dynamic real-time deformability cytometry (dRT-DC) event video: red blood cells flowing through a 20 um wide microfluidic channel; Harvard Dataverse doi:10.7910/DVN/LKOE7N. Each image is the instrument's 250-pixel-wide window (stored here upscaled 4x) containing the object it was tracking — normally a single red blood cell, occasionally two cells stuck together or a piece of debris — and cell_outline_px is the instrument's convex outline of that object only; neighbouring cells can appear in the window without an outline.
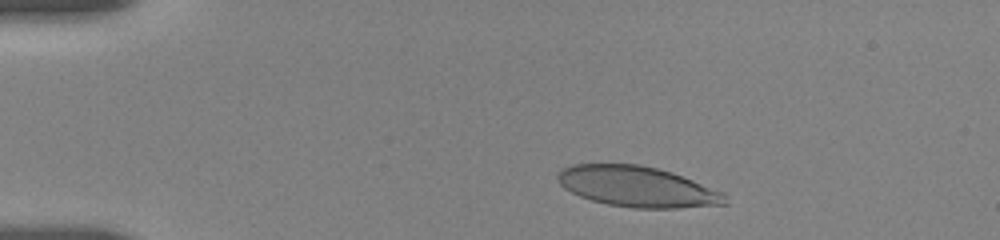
{"species": "human", "species_latin": "Homo sapiens", "temperature_condition": "room temperature", "stored_images_in_passage": 9, "camera_frame_rate_fps": 3000, "um_per_image_px": 0.085, "donor": {"sex": "female"}, "frame": {"image": 1, "passage_image": 1, "time_ms": 0.0, "image_size_px": [1000, 240], "cell_outline_px": [[728, 204], [676, 208], [632, 208], [608, 204], [592, 200], [580, 196], [564, 188], [560, 184], [556, 172], [572, 164], [640, 164], [672, 172], [724, 192]], "centroid_in_image_um": [54.17, 15.86], "position_along_channel_um": 30.8, "area_um2": 39.54}}
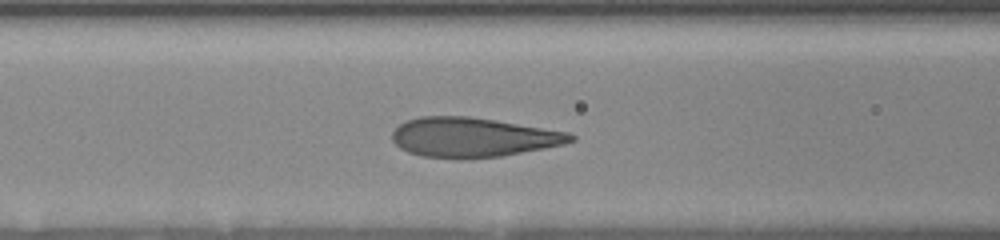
{"frame": {"image": 2, "passage_image": 6, "time_ms": 4.333, "image_size_px": [1000, 240], "cell_outline_px": [[576, 140], [564, 144], [544, 148], [500, 156], [456, 160], [420, 156], [408, 152], [400, 148], [392, 140], [392, 132], [400, 124], [408, 120], [420, 116], [468, 116], [496, 120], [568, 132], [576, 136]], "centroid_in_image_um": [40.17, 11.68], "position_along_channel_um": 126.4, "area_um2": 41.33}}
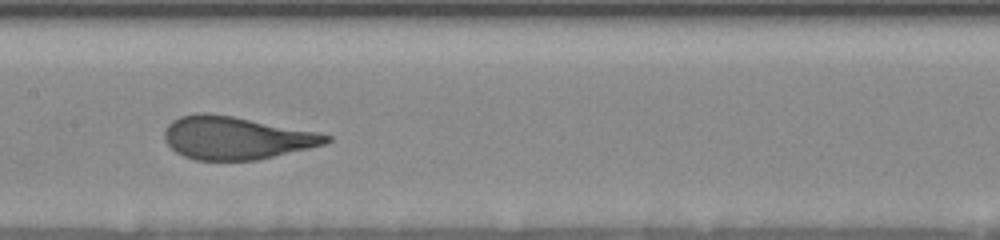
{"frame": {"image": 3, "passage_image": 8, "time_ms": 6.0, "image_size_px": [1000, 240], "cell_outline_px": [[332, 140], [324, 144], [308, 148], [256, 160], [196, 160], [184, 156], [176, 152], [164, 140], [164, 132], [168, 124], [172, 120], [180, 116], [204, 112], [232, 116], [316, 132], [332, 136]], "centroid_in_image_um": [20.03, 11.72], "position_along_channel_um": 187.4, "area_um2": 39.94}}